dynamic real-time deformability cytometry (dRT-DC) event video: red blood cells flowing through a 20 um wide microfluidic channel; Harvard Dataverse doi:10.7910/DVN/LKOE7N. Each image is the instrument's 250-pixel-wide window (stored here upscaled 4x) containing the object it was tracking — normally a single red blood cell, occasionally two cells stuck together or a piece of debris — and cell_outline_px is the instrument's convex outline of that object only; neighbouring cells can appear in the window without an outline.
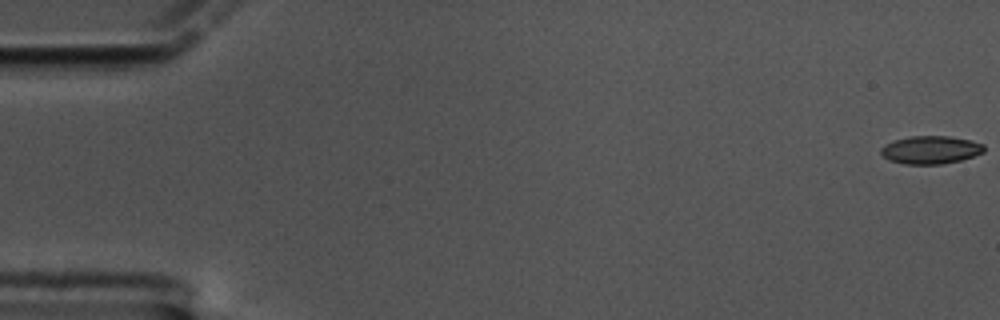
{"species": "common noctule bat (a hibernating species)", "species_latin": "Nyctalus noctula", "temperature_condition": "cold", "stored_images_in_passage": 60, "camera_frame_rate_fps": 3000, "um_per_image_px": 0.085, "animal": {"sex": "male", "body_mass_g": 17.5, "forearm_length_mm": 52.3}, "frame": {"image": 1, "passage_image": 1, "time_ms": 0.0, "image_size_px": [1000, 320], "cell_outline_px": [[984, 152], [960, 160], [940, 164], [904, 164], [888, 160], [880, 152], [880, 148], [884, 144], [908, 136], [948, 136], [972, 140], [984, 144]], "centroid_in_image_um": [79.09, 12.73], "position_along_channel_um": 5.9, "area_um2": 16.82}}
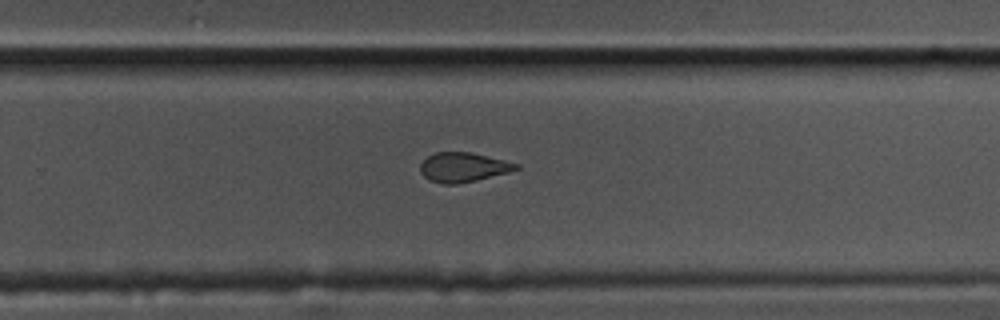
{"frame": {"image": 2, "passage_image": 39, "time_ms": 12.667, "image_size_px": [1000, 320], "cell_outline_px": [[520, 168], [508, 172], [476, 180], [456, 184], [444, 184], [428, 180], [420, 172], [420, 164], [428, 156], [436, 152], [472, 152], [520, 164]], "centroid_in_image_um": [39.36, 14.21], "position_along_channel_um": 290.4, "area_um2": 16.42}}
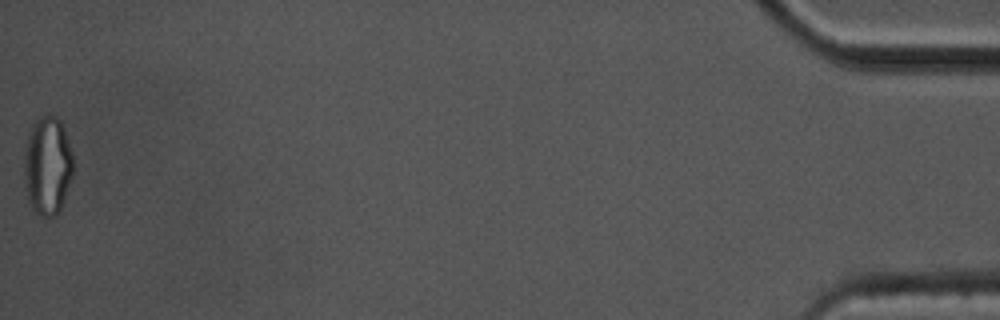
{"frame": {"image": 3, "passage_image": 60, "time_ms": 19.667, "image_size_px": [1000, 320], "cell_outline_px": [[72, 176], [60, 208], [56, 216], [40, 216], [28, 204], [24, 184], [24, 152], [28, 132], [32, 124], [36, 120], [48, 112], [56, 116], [60, 120], [64, 128], [72, 152]], "centroid_in_image_um": [4.01, 14.05], "position_along_channel_um": 431.2, "area_um2": 28.5}, "authors_computed_cell_mechanics": {"area_um2": 17.3978, "velocity_mm_per_s": 3.4082, "shape_relaxation_time_tau1_ms": null, "shape_relaxation_time_tau2_ms": 2.4722, "deformation_change_tau1": null, "deformation_change_tau2": 0.0802}}